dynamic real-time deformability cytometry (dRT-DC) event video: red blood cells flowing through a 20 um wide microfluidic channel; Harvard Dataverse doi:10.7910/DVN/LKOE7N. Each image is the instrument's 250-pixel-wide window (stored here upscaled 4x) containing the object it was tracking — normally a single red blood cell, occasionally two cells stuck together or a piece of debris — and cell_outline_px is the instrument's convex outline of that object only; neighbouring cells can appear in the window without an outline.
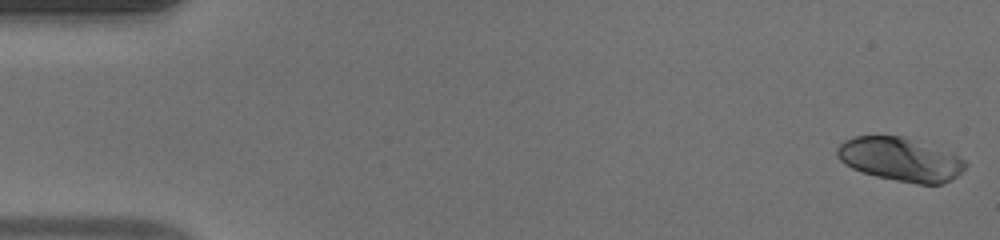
{"species": "human", "species_latin": "Homo sapiens", "temperature_condition": "warm", "stored_images_in_passage": 49, "camera_frame_rate_fps": 3000, "um_per_image_px": 0.085, "donor": {"sex": "male"}, "frame": {"image": 1, "passage_image": 1, "time_ms": 0.0, "image_size_px": [1000, 240], "cell_outline_px": [[968, 164], [952, 180], [944, 184], [916, 184], [876, 176], [860, 172], [844, 164], [836, 156], [836, 148], [844, 140], [856, 136], [904, 136], [952, 152], [964, 160]], "centroid_in_image_um": [76.53, 13.54], "position_along_channel_um": 8.5, "area_um2": 32.83}}
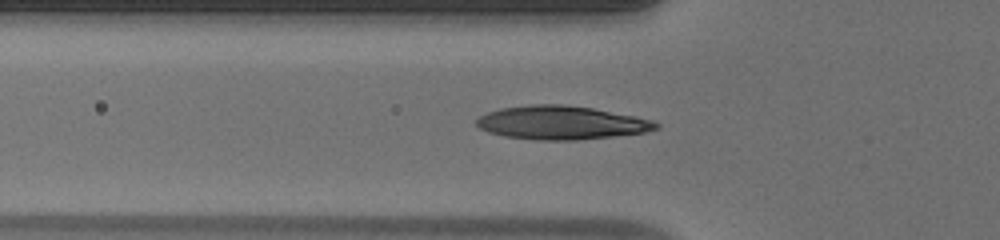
{"frame": {"image": 2, "passage_image": 17, "time_ms": 5.333, "image_size_px": [1000, 240], "cell_outline_px": [[660, 128], [644, 132], [612, 136], [576, 140], [536, 140], [504, 136], [488, 132], [480, 128], [476, 124], [476, 120], [480, 116], [488, 112], [500, 108], [528, 104], [564, 104], [592, 108], [636, 116], [652, 120], [660, 124]], "centroid_in_image_um": [47.7, 10.42], "position_along_channel_um": 78.1, "area_um2": 35.14}}
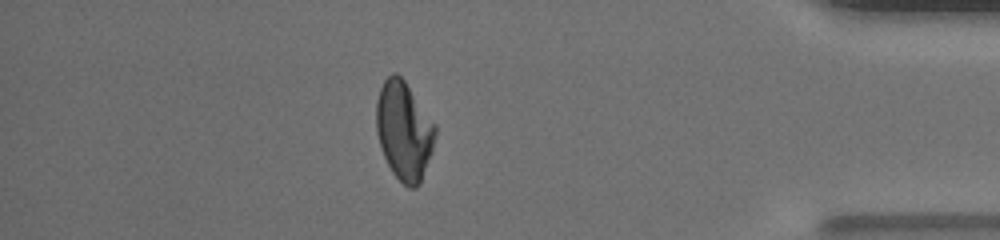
{"frame": {"image": 3, "passage_image": 43, "time_ms": 14.0, "image_size_px": [1000, 240], "cell_outline_px": [[436, 132], [432, 152], [420, 184], [416, 188], [408, 188], [392, 172], [384, 156], [376, 132], [376, 100], [380, 88], [384, 80], [392, 72], [396, 72], [404, 80], [436, 124]], "centroid_in_image_um": [34.34, 11.1], "position_along_channel_um": 400.9, "area_um2": 33.93}, "authors_computed_cell_mechanics": {"area_um2": 33.2928, "velocity_mm_per_s": 4.1587, "shape_relaxation_time_tau1_ms": 5.6227, "shape_relaxation_time_tau2_ms": 0.7689, "deformation_change_tau1": 0.2316, "deformation_change_tau2": 0.0422}}